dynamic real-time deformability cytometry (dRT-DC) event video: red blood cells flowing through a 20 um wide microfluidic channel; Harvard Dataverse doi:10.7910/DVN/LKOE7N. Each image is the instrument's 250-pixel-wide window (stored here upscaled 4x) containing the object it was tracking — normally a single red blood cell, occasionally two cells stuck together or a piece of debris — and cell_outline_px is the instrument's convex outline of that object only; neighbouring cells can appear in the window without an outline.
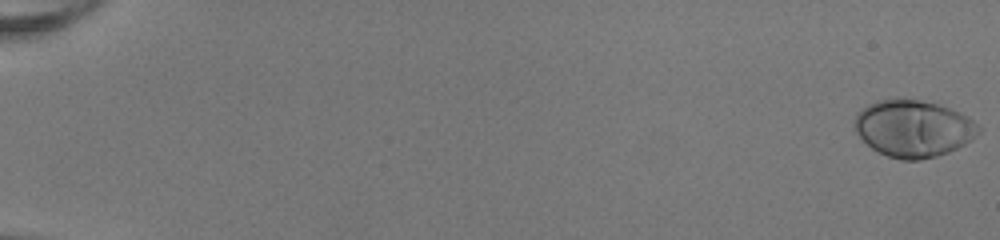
{"species": "human", "species_latin": "Homo sapiens", "temperature_condition": "room temperature", "stored_images_in_passage": 52, "camera_frame_rate_fps": 3000, "um_per_image_px": 0.085, "donor": {"sex": "female"}, "frame": {"image": 1, "passage_image": 1, "time_ms": 0.0, "image_size_px": [1000, 240], "cell_outline_px": [[980, 132], [972, 140], [948, 152], [936, 156], [920, 160], [900, 160], [888, 156], [872, 148], [856, 132], [852, 124], [856, 112], [868, 104], [876, 100], [920, 100], [940, 104], [968, 116], [980, 128]], "centroid_in_image_um": [77.62, 10.92], "position_along_channel_um": 7.4, "area_um2": 41.04}}
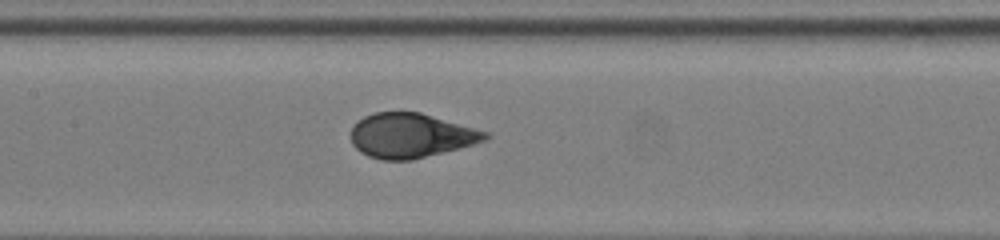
{"frame": {"image": 2, "passage_image": 28, "time_ms": 9.0, "image_size_px": [1000, 240], "cell_outline_px": [[492, 136], [484, 140], [472, 144], [412, 160], [380, 160], [368, 156], [360, 152], [352, 144], [352, 124], [356, 120], [372, 112], [420, 112], [488, 132]], "centroid_in_image_um": [34.87, 11.51], "position_along_channel_um": 172.5, "area_um2": 34.74}}
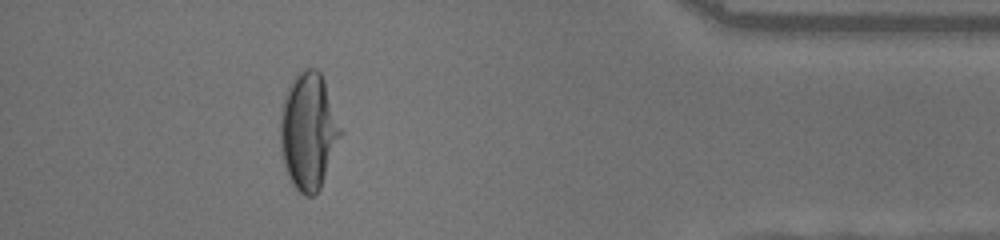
{"frame": {"image": 3, "passage_image": 48, "time_ms": 15.667, "image_size_px": [1000, 240], "cell_outline_px": [[344, 132], [320, 188], [312, 196], [304, 196], [292, 184], [288, 176], [284, 164], [280, 148], [280, 108], [284, 96], [296, 72], [308, 68], [316, 68], [320, 72], [324, 80]], "centroid_in_image_um": [26.22, 11.13], "position_along_channel_um": 409.0, "area_um2": 41.5}, "authors_computed_cell_mechanics": {"area_um2": 36.3851, "velocity_mm_per_s": 4.0985, "shape_relaxation_time_tau1_ms": 4.3977, "shape_relaxation_time_tau2_ms": null, "deformation_change_tau1": 0.2275, "deformation_change_tau2": null}}